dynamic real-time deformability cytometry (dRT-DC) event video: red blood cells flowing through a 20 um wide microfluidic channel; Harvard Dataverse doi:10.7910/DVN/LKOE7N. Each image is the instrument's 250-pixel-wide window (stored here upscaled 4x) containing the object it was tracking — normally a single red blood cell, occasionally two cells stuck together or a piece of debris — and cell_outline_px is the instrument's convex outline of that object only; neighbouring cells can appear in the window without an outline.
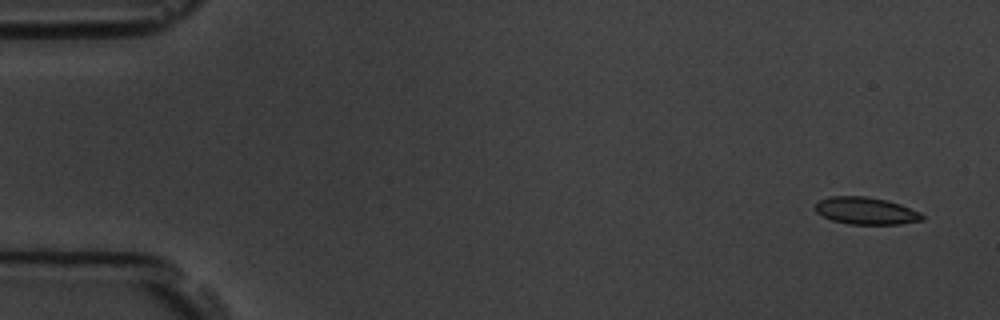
{"species": "common noctule bat (a hibernating species)", "species_latin": "Nyctalus noctula", "temperature_condition": "room temperature", "stored_images_in_passage": 6, "camera_frame_rate_fps": 3000, "um_per_image_px": 0.085, "animal": {"sex": "male", "body_mass_g": 19.5, "forearm_length_mm": 54.6}, "frame": {"image": 1, "passage_image": 1, "time_ms": 0.0, "image_size_px": [1000, 320], "cell_outline_px": [[924, 220], [900, 224], [848, 224], [832, 220], [816, 212], [816, 204], [820, 200], [828, 196], [864, 196], [888, 200], [900, 204], [920, 212], [924, 216]], "centroid_in_image_um": [73.62, 17.92], "position_along_channel_um": 11.4, "area_um2": 16.94}}
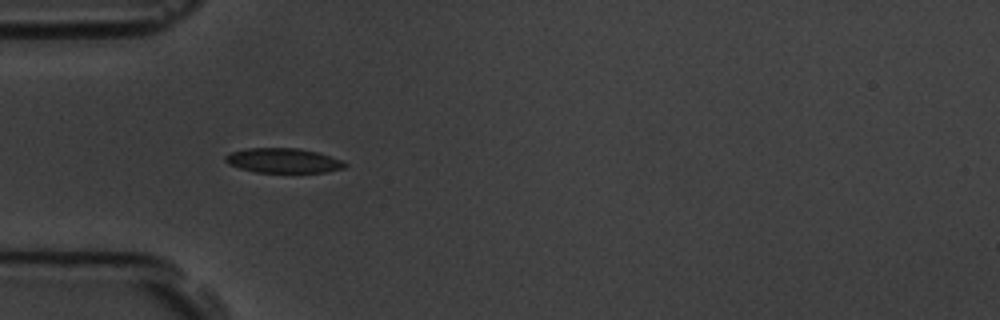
{"frame": {"image": 2, "passage_image": 5, "time_ms": 4.667, "image_size_px": [1000, 320], "cell_outline_px": [[348, 164], [344, 168], [324, 172], [256, 172], [240, 168], [228, 164], [224, 160], [224, 156], [232, 152], [248, 148], [300, 148], [316, 152], [340, 160]], "centroid_in_image_um": [24.04, 13.64], "position_along_channel_um": 61.0, "area_um2": 16.99}}
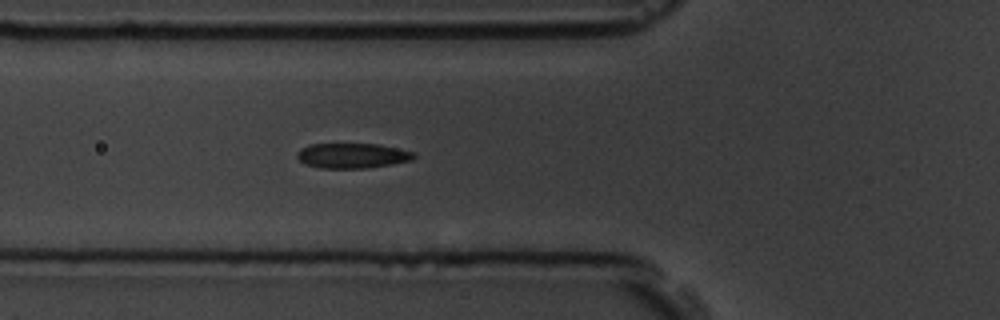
{"frame": {"image": 3, "passage_image": 6, "time_ms": 5.667, "image_size_px": [1000, 320], "cell_outline_px": [[416, 156], [412, 160], [392, 164], [368, 168], [320, 168], [304, 164], [296, 156], [296, 152], [300, 148], [308, 144], [380, 144], [416, 152]], "centroid_in_image_um": [29.95, 13.23], "position_along_channel_um": 95.9, "area_um2": 17.28}}